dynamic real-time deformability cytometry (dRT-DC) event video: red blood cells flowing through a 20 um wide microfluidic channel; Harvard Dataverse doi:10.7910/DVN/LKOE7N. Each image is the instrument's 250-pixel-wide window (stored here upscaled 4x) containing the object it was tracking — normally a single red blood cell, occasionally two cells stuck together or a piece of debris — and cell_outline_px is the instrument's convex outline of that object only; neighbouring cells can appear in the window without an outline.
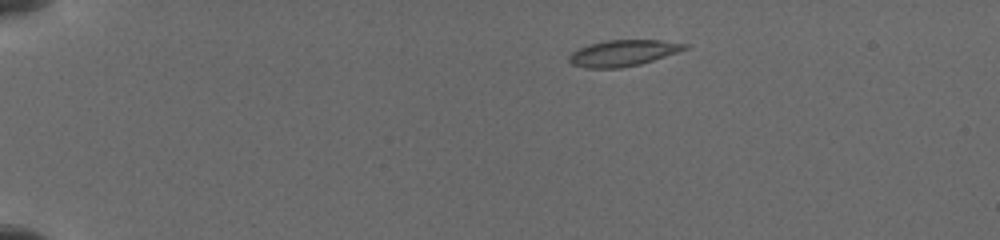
{"species": "common noctule bat (a hibernating species)", "species_latin": "Nyctalus noctula", "temperature_condition": "cold", "stored_images_in_passage": 16, "camera_frame_rate_fps": 3000, "um_per_image_px": 0.085, "animal": {"sex": "female", "body_mass_g": 19.5, "forearm_length_mm": 54.1}, "frame": {"image": 1, "passage_image": 3, "time_ms": 1.667, "image_size_px": [1000, 240], "cell_outline_px": [[688, 48], [640, 64], [620, 68], [584, 68], [572, 64], [568, 60], [568, 56], [572, 52], [588, 44], [608, 40], [660, 40], [688, 44]], "centroid_in_image_um": [52.91, 4.51], "position_along_channel_um": 32.1, "area_um2": 17.46}}
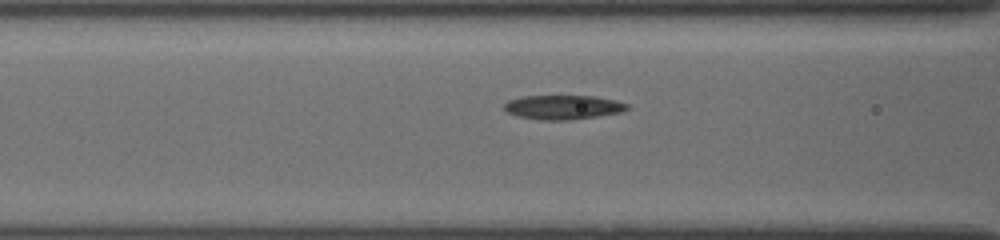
{"frame": {"image": 2, "passage_image": 9, "time_ms": 6.0, "image_size_px": [1000, 240], "cell_outline_px": [[632, 108], [620, 112], [596, 116], [568, 120], [540, 120], [516, 116], [508, 112], [504, 108], [504, 104], [508, 100], [524, 96], [596, 96], [628, 104]], "centroid_in_image_um": [47.84, 9.11], "position_along_channel_um": 118.8, "area_um2": 17.28}}
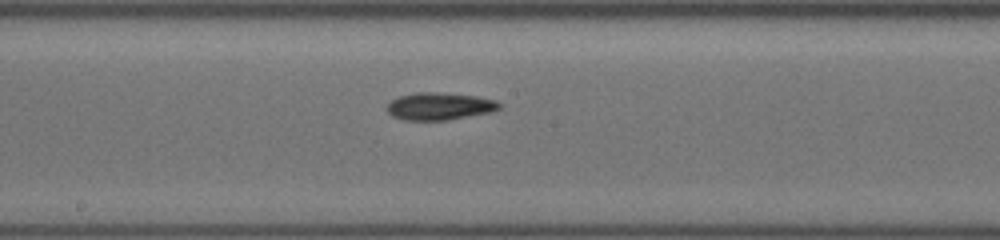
{"frame": {"image": 3, "passage_image": 16, "time_ms": 8.333, "image_size_px": [1000, 240], "cell_outline_px": [[504, 104], [500, 108], [492, 112], [448, 120], [404, 120], [392, 116], [388, 112], [388, 104], [392, 100], [400, 96], [416, 92], [436, 92], [476, 96], [496, 100]], "centroid_in_image_um": [37.41, 9.03], "position_along_channel_um": 210.8, "area_um2": 17.98}}